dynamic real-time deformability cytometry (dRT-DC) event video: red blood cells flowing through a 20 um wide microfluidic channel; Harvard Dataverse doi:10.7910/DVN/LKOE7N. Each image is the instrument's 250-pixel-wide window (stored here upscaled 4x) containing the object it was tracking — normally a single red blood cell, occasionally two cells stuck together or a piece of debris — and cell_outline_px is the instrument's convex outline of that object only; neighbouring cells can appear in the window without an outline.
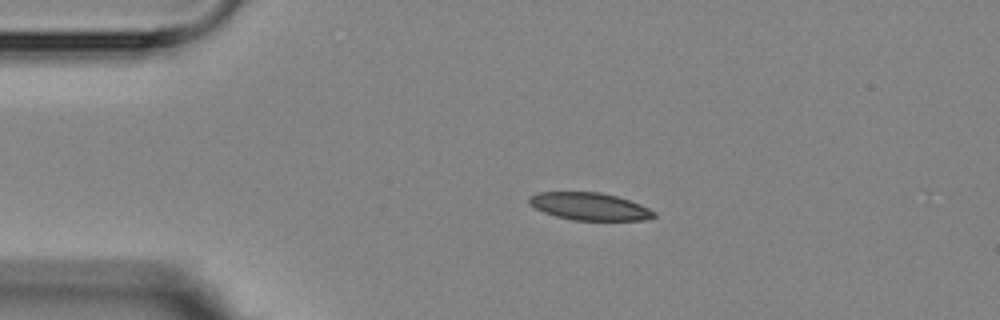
{"species": "Egyptian fruit bat (a non-hibernating species)", "species_latin": "Rousettus aegyptiacus", "temperature_condition": "room temperature", "stored_images_in_passage": 7, "camera_frame_rate_fps": 3000, "um_per_image_px": 0.085, "animal": {"sex": "female"}, "frame": {"image": 1, "passage_image": 3, "time_ms": 3.333, "image_size_px": [1000, 320], "cell_outline_px": [[656, 216], [644, 220], [572, 220], [556, 216], [544, 212], [528, 204], [528, 200], [536, 192], [600, 192], [616, 196], [640, 204], [656, 212]], "centroid_in_image_um": [50.11, 17.54], "position_along_channel_um": 34.9, "area_um2": 19.88}}
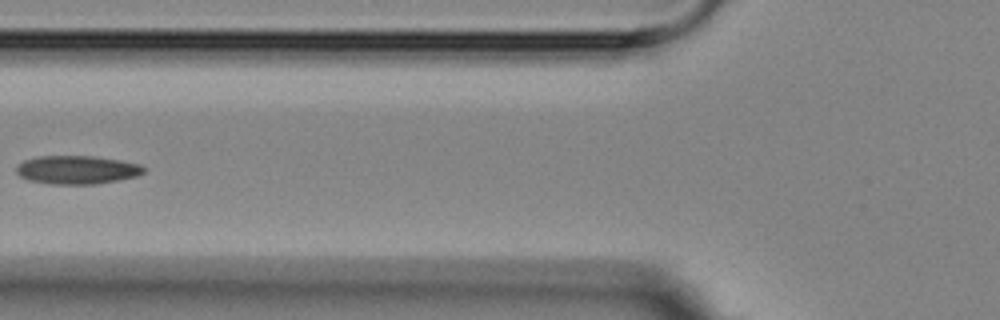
{"frame": {"image": 2, "passage_image": 6, "time_ms": 6.667, "image_size_px": [1000, 320], "cell_outline_px": [[144, 172], [136, 176], [96, 184], [48, 184], [28, 180], [20, 176], [16, 172], [16, 168], [24, 160], [36, 156], [92, 156], [120, 160], [140, 164], [144, 168]], "centroid_in_image_um": [6.51, 14.43], "position_along_channel_um": 119.3, "area_um2": 21.04}}
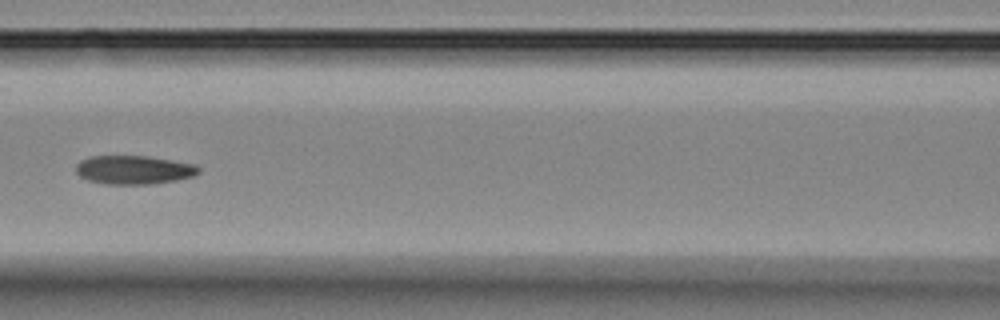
{"frame": {"image": 3, "passage_image": 7, "time_ms": 7.667, "image_size_px": [1000, 320], "cell_outline_px": [[200, 172], [192, 176], [176, 180], [152, 184], [108, 184], [88, 180], [80, 176], [76, 172], [76, 164], [80, 160], [92, 156], [148, 156], [196, 164], [200, 168]], "centroid_in_image_um": [11.38, 14.43], "position_along_channel_um": 155.2, "area_um2": 20.52}}